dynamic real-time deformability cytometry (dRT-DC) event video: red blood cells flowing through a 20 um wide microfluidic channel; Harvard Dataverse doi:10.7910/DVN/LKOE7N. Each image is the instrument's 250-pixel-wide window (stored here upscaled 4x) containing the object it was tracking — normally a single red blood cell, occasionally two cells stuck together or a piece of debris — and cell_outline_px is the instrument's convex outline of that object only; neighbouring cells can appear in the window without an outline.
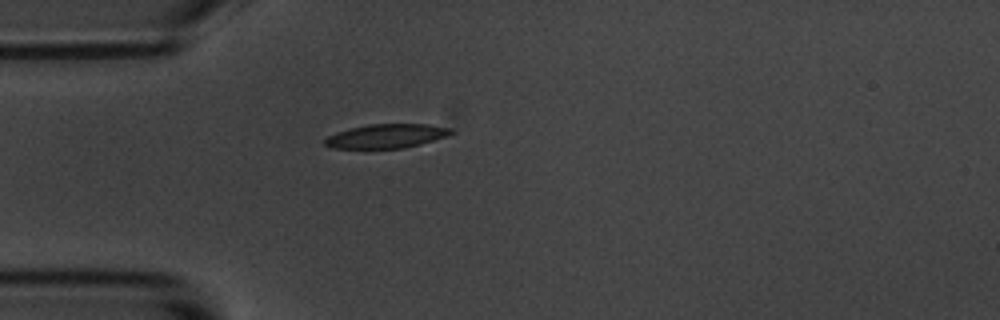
{"species": "common noctule bat (a hibernating species)", "species_latin": "Nyctalus noctula", "temperature_condition": "room temperature", "stored_images_in_passage": 1, "camera_frame_rate_fps": 3000, "um_per_image_px": 0.085, "animal": {"sex": "male", "body_mass_g": 20.1, "forearm_length_mm": 53.5}, "frame": {"image": 1, "passage_image": 1, "time_ms": 0.0, "image_size_px": [1000, 320], "cell_outline_px": [[456, 132], [448, 136], [420, 144], [404, 148], [332, 148], [324, 144], [324, 140], [328, 136], [336, 132], [368, 124], [428, 124], [452, 128]], "centroid_in_image_um": [32.89, 11.56], "position_along_channel_um": 52.1, "area_um2": 17.69}}